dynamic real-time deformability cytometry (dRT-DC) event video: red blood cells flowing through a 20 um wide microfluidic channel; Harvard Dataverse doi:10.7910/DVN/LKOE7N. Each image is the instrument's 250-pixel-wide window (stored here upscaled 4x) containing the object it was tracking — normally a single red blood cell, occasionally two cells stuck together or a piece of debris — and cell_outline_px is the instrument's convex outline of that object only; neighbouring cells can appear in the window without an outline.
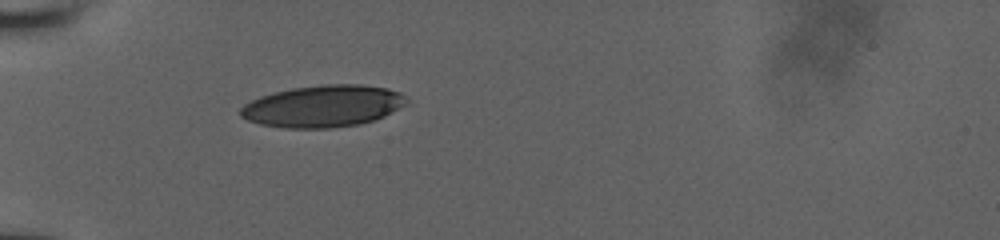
{"species": "human", "species_latin": "Homo sapiens", "temperature_condition": "room temperature", "stored_images_in_passage": 4, "camera_frame_rate_fps": 3000, "um_per_image_px": 0.085, "donor": {"sex": "male"}, "frame": {"image": 1, "passage_image": 1, "time_ms": 0.0, "image_size_px": [1000, 240], "cell_outline_px": [[408, 104], [384, 116], [360, 124], [328, 128], [284, 128], [260, 124], [248, 120], [240, 116], [240, 108], [244, 104], [260, 96], [292, 88], [324, 84], [360, 84], [388, 88], [400, 92], [408, 100]], "centroid_in_image_um": [27.47, 9.02], "position_along_channel_um": 57.5, "area_um2": 40.58}}
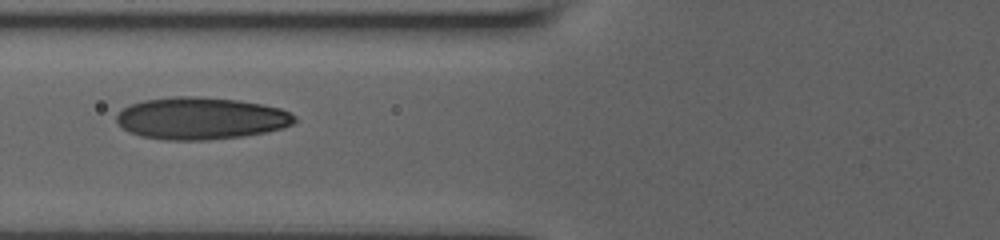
{"frame": {"image": 2, "passage_image": 3, "time_ms": 1.667, "image_size_px": [1000, 240], "cell_outline_px": [[296, 120], [292, 124], [284, 128], [264, 132], [240, 136], [204, 140], [164, 140], [140, 136], [128, 132], [116, 120], [116, 116], [124, 108], [132, 104], [144, 100], [172, 96], [196, 96], [240, 100], [280, 108], [296, 116]], "centroid_in_image_um": [17.07, 10.05], "position_along_channel_um": 108.7, "area_um2": 43.58}}